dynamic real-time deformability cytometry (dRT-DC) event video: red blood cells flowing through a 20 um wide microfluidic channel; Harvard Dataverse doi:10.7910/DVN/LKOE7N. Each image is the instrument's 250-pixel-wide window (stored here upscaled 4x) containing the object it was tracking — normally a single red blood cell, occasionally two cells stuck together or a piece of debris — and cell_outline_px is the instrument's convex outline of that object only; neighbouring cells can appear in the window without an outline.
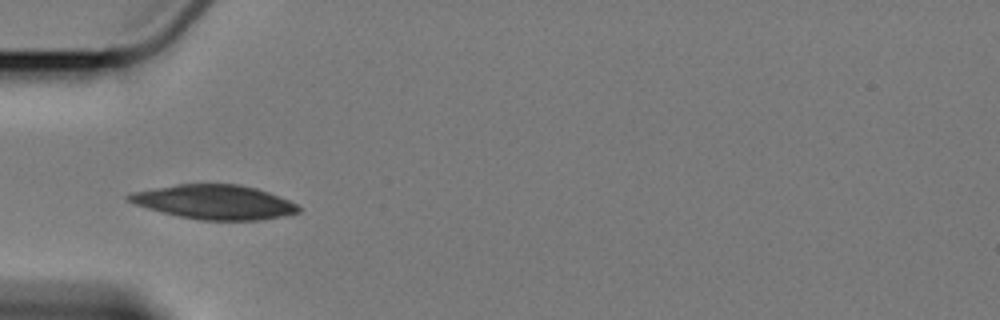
{"species": "Egyptian fruit bat (a non-hibernating species)", "species_latin": "Rousettus aegyptiacus", "temperature_condition": "cold", "stored_images_in_passage": 5, "camera_frame_rate_fps": 3000, "um_per_image_px": 0.085, "animal": {"sex": "female"}, "frame": {"image": 1, "passage_image": 4, "time_ms": 4.667, "image_size_px": [1000, 320], "cell_outline_px": [[300, 212], [284, 216], [260, 220], [200, 220], [180, 216], [148, 208], [124, 200], [124, 196], [132, 192], [176, 184], [240, 184], [256, 188], [280, 196], [296, 204], [300, 208]], "centroid_in_image_um": [18.23, 17.17], "position_along_channel_um": 66.8, "area_um2": 33.87}}
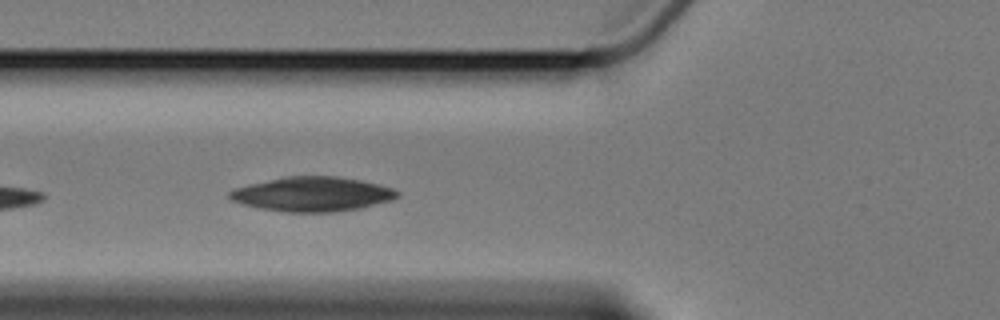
{"frame": {"image": 2, "passage_image": 5, "time_ms": 5.667, "image_size_px": [1000, 320], "cell_outline_px": [[400, 196], [392, 200], [360, 208], [336, 212], [284, 212], [260, 208], [244, 204], [232, 200], [228, 196], [228, 192], [236, 188], [248, 184], [284, 176], [336, 176], [360, 180], [392, 188], [400, 192]], "centroid_in_image_um": [26.56, 16.5], "position_along_channel_um": 99.2, "area_um2": 33.7}}